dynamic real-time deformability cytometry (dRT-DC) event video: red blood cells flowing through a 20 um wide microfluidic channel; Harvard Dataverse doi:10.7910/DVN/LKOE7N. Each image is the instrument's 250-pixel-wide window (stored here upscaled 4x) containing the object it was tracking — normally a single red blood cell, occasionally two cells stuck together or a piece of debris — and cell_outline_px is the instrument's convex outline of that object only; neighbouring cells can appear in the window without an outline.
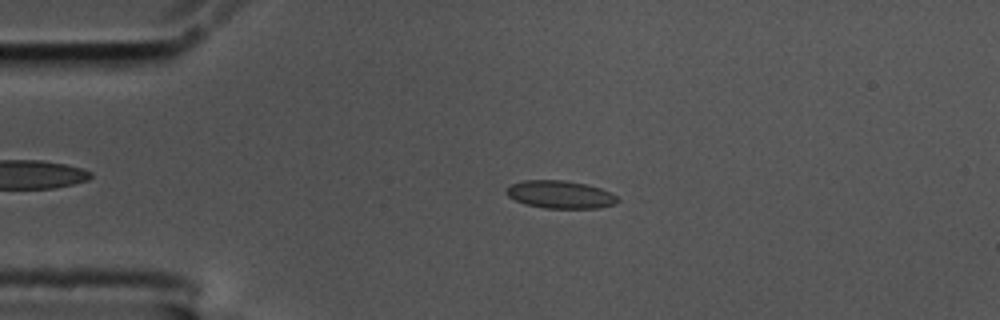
{"species": "common noctule bat (a hibernating species)", "species_latin": "Nyctalus noctula", "temperature_condition": "cold", "stored_images_in_passage": 57, "camera_frame_rate_fps": 3000, "um_per_image_px": 0.085, "animal": {"sex": "male", "body_mass_g": 17.5, "forearm_length_mm": 52.3}, "frame": {"image": 1, "passage_image": 12, "time_ms": 3.667, "image_size_px": [1000, 320], "cell_outline_px": [[620, 200], [616, 204], [596, 208], [544, 208], [524, 204], [508, 196], [504, 192], [512, 184], [524, 180], [564, 180], [588, 184], [600, 188], [616, 196]], "centroid_in_image_um": [47.62, 16.53], "position_along_channel_um": 37.4, "area_um2": 17.98}}
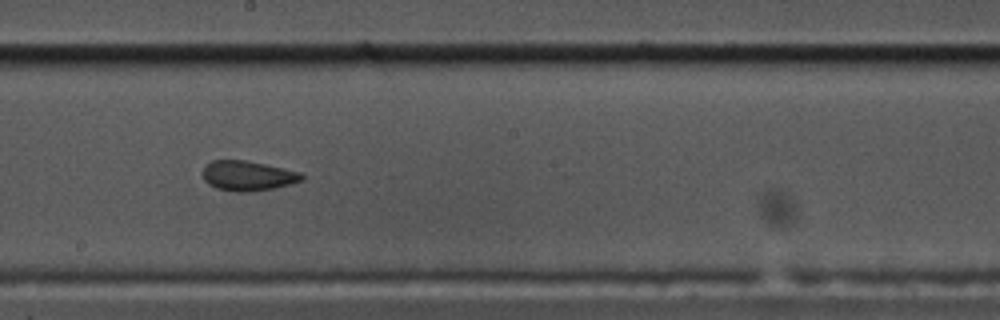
{"frame": {"image": 2, "passage_image": 31, "time_ms": 10.0, "image_size_px": [1000, 320], "cell_outline_px": [[304, 180], [272, 188], [244, 192], [236, 192], [216, 188], [208, 184], [204, 180], [204, 168], [212, 160], [244, 160], [264, 164], [300, 172], [304, 176]], "centroid_in_image_um": [21.05, 14.94], "position_along_channel_um": 227.2, "area_um2": 16.94}}
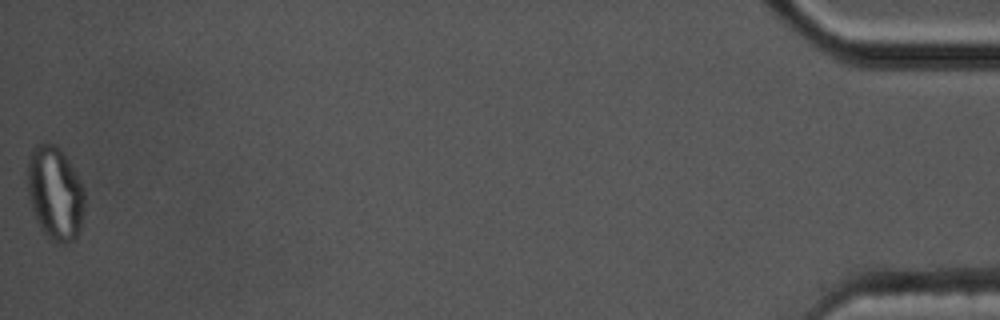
{"frame": {"image": 3, "passage_image": 57, "time_ms": 18.667, "image_size_px": [1000, 320], "cell_outline_px": [[84, 212], [80, 228], [76, 240], [68, 244], [56, 244], [40, 228], [36, 220], [32, 208], [28, 192], [28, 156], [32, 148], [36, 144], [56, 144], [68, 160], [84, 184]], "centroid_in_image_um": [4.7, 16.45], "position_along_channel_um": 430.5, "area_um2": 31.5}, "authors_computed_cell_mechanics": {"area_um2": 17.4556, "velocity_mm_per_s": 3.478, "shape_relaxation_time_tau1_ms": null, "shape_relaxation_time_tau2_ms": 1.2209, "deformation_change_tau1": null, "deformation_change_tau2": 0.0709}}